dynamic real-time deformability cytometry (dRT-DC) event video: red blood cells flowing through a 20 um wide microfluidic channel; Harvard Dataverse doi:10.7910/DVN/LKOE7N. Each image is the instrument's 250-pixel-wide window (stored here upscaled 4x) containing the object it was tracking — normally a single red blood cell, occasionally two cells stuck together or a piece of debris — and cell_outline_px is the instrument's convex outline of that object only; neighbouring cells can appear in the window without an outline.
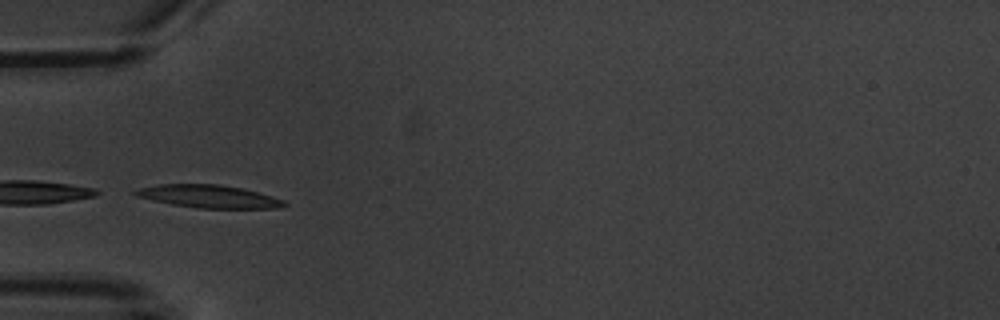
{"species": "common noctule bat (a hibernating species)", "species_latin": "Nyctalus noctula", "temperature_condition": "warm", "stored_images_in_passage": 7, "camera_frame_rate_fps": 3000, "um_per_image_px": 0.085, "animal": {"sex": "male", "body_mass_g": 20.1, "forearm_length_mm": 53.5}, "frame": {"image": 1, "passage_image": 5, "time_ms": 4.667, "image_size_px": [1000, 320], "cell_outline_px": [[288, 204], [276, 208], [196, 208], [172, 204], [152, 200], [136, 196], [132, 192], [140, 188], [156, 184], [220, 184], [240, 188], [272, 196], [284, 200]], "centroid_in_image_um": [17.72, 16.69], "position_along_channel_um": 67.3, "area_um2": 19.65}}
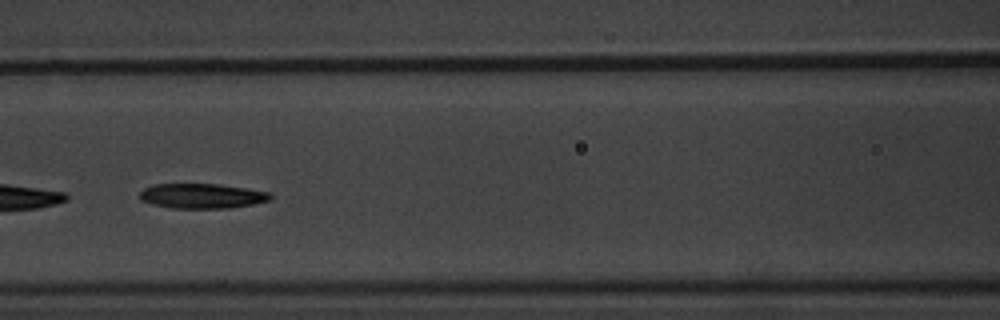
{"frame": {"image": 2, "passage_image": 7, "time_ms": 7.0, "image_size_px": [1000, 320], "cell_outline_px": [[272, 196], [268, 200], [252, 204], [228, 208], [172, 208], [152, 204], [140, 200], [140, 192], [144, 188], [152, 184], [216, 184], [248, 188], [272, 192]], "centroid_in_image_um": [17.16, 16.65], "position_along_channel_um": 149.4, "area_um2": 18.96}}